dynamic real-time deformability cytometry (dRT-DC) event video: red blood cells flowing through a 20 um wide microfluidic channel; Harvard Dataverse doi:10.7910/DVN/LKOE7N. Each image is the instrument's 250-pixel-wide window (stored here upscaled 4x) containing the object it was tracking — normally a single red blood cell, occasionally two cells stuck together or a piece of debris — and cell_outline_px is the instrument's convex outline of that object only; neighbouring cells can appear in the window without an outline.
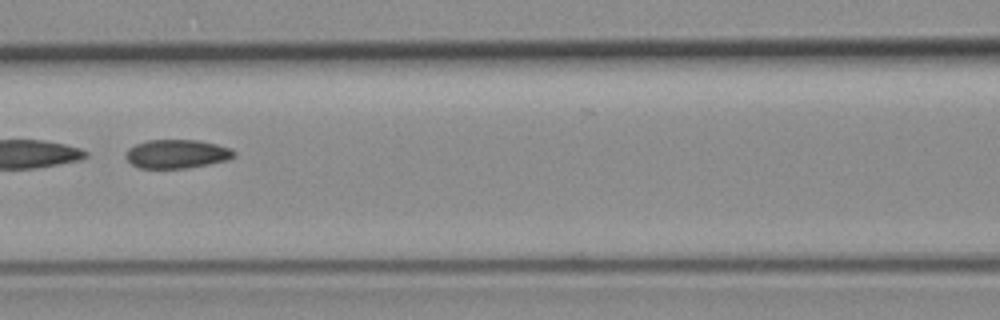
{"species": "common noctule bat (a hibernating species)", "species_latin": "Nyctalus noctula", "temperature_condition": "room temperature", "stored_images_in_passage": 42, "camera_frame_rate_fps": 3000, "um_per_image_px": 0.085, "animal": {"sex": "female", "body_mass_g": 19.3, "forearm_length_mm": 54.1}, "frame": {"image": 1, "passage_image": 13, "time_ms": 4.0, "image_size_px": [1000, 320], "cell_outline_px": [[236, 156], [228, 160], [188, 168], [140, 168], [132, 164], [124, 156], [128, 148], [136, 144], [148, 140], [200, 140], [232, 148], [236, 152]], "centroid_in_image_um": [15.06, 13.08], "position_along_channel_um": 151.5, "area_um2": 18.26}, "authors_computed_cell_mechanics": {"area_um2": 18.9584, "velocity_mm_per_s": 3.8356, "shape_relaxation_time_tau1_ms": null, "shape_relaxation_time_tau2_ms": 3.2176, "deformation_change_tau1": null, "deformation_change_tau2": 0.0908}}